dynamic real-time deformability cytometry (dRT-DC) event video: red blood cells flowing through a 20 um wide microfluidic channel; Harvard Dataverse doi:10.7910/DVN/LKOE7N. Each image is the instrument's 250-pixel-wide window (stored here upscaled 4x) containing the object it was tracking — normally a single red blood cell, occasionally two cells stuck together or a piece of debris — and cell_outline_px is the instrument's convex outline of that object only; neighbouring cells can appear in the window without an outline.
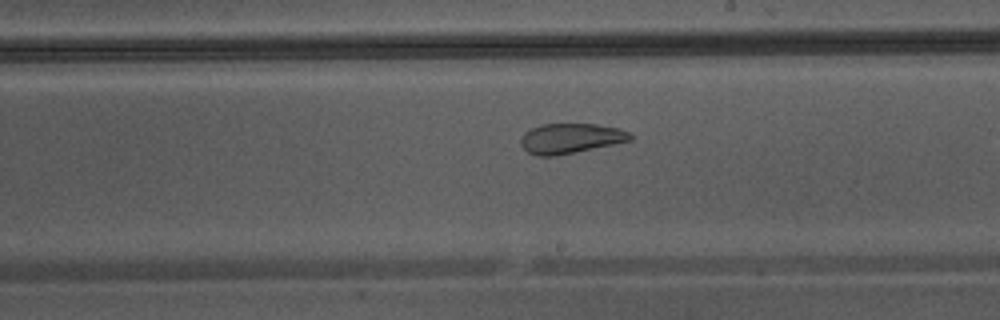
{"species": "Egyptian fruit bat (a non-hibernating species)", "species_latin": "Rousettus aegyptiacus", "temperature_condition": "warm", "stored_images_in_passage": 23, "camera_frame_rate_fps": 3000, "um_per_image_px": 0.085, "animal": {"sex": "male"}, "frame": {"image": 1, "passage_image": 13, "time_ms": 4.0, "image_size_px": [1000, 320], "cell_outline_px": [[632, 140], [552, 156], [536, 156], [528, 152], [520, 144], [520, 140], [524, 132], [540, 124], [596, 124], [620, 128], [628, 132], [632, 136]], "centroid_in_image_um": [48.46, 11.75], "position_along_channel_um": 240.5, "area_um2": 18.9}}